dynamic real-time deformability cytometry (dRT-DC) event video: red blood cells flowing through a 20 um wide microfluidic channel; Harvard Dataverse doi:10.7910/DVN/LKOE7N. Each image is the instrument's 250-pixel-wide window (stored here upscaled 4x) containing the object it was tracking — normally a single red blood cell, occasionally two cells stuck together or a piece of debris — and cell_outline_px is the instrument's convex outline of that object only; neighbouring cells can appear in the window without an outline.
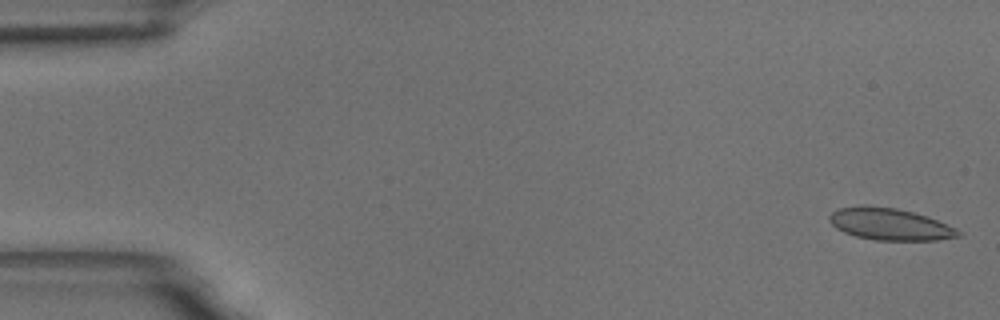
{"species": "common noctule bat (a hibernating species)", "species_latin": "Nyctalus noctula", "temperature_condition": "room temperature", "stored_images_in_passage": 59, "camera_frame_rate_fps": 3000, "um_per_image_px": 0.085, "animal": {"sex": "male", "body_mass_g": 18.8}, "frame": {"image": 1, "passage_image": 2, "time_ms": 0.333, "image_size_px": [1000, 320], "cell_outline_px": [[964, 232], [960, 236], [936, 240], [876, 240], [856, 236], [844, 232], [836, 228], [828, 220], [828, 216], [832, 212], [840, 208], [896, 208], [912, 212], [936, 220], [956, 228]], "centroid_in_image_um": [75.68, 19.1], "position_along_channel_um": 9.3, "area_um2": 23.12}}
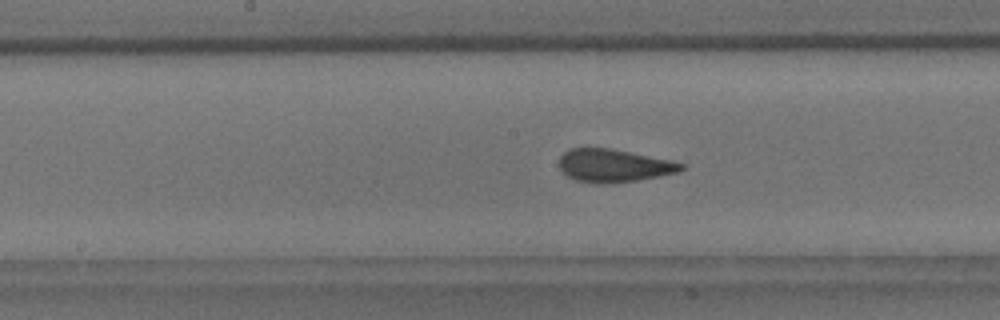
{"frame": {"image": 2, "passage_image": 30, "time_ms": 9.667, "image_size_px": [1000, 320], "cell_outline_px": [[684, 168], [676, 172], [636, 180], [600, 184], [576, 180], [568, 176], [560, 168], [560, 156], [564, 152], [572, 148], [612, 148], [672, 160], [684, 164]], "centroid_in_image_um": [52.16, 14.06], "position_along_channel_um": 196.0, "area_um2": 23.12}}
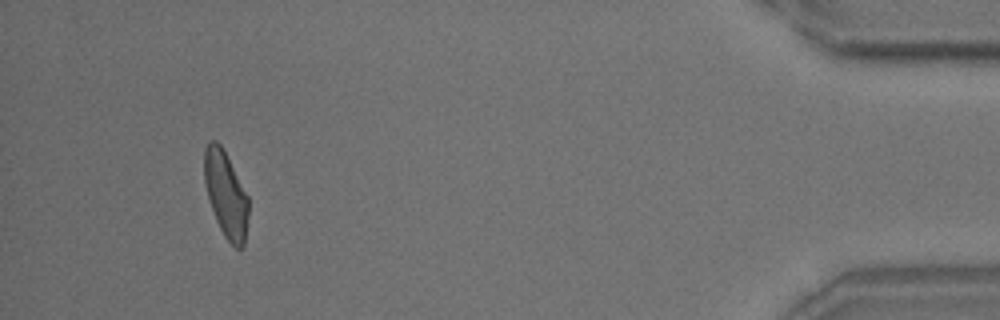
{"frame": {"image": 3, "passage_image": 55, "time_ms": 18.0, "image_size_px": [1000, 320], "cell_outline_px": [[248, 216], [244, 244], [240, 248], [236, 248], [224, 236], [216, 220], [208, 196], [204, 180], [204, 148], [212, 140], [216, 140], [220, 144], [248, 196]], "centroid_in_image_um": [19.19, 16.52], "position_along_channel_um": 416.0, "area_um2": 21.68}, "authors_computed_cell_mechanics": {"area_um2": 23.5246, "velocity_mm_per_s": 3.4532, "shape_relaxation_time_tau1_ms": null, "shape_relaxation_time_tau2_ms": 1.102, "deformation_change_tau1": null, "deformation_change_tau2": 0.0617}}